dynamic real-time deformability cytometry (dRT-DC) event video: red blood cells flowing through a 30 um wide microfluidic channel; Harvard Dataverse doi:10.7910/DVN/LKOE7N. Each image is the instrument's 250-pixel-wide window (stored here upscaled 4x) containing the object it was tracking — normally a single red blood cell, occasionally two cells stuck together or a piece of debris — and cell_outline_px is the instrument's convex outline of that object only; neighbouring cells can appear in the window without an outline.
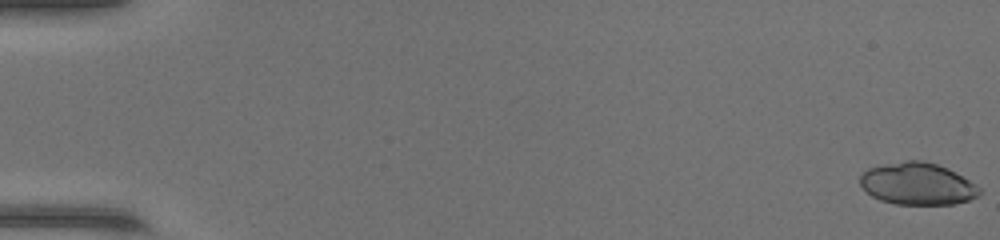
{"species": "common noctule bat (a hibernating species)", "species_latin": "Nyctalus noctula", "temperature_condition": "warm", "stored_images_in_passage": 49, "camera_frame_rate_fps": 3000, "um_per_image_px": 0.085, "animal": {"sex": "female", "body_mass_g": 17.0, "forearm_length_mm": 48.0}, "frame": {"image": 1, "passage_image": 1, "time_ms": 0.0, "image_size_px": [1000, 240], "cell_outline_px": [[980, 196], [968, 200], [952, 204], [896, 204], [880, 200], [872, 196], [860, 184], [860, 176], [868, 168], [884, 164], [904, 160], [924, 160], [948, 168], [976, 184], [980, 188]], "centroid_in_image_um": [78.0, 15.61], "position_along_channel_um": 7.0, "area_um2": 29.25}}
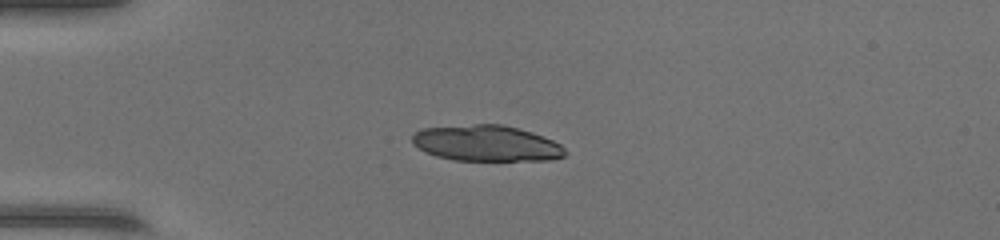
{"frame": {"image": 2, "passage_image": 14, "time_ms": 4.333, "image_size_px": [1000, 240], "cell_outline_px": [[568, 152], [564, 156], [552, 160], [452, 160], [436, 156], [412, 144], [412, 136], [416, 132], [424, 128], [476, 124], [500, 124], [532, 132], [552, 140], [560, 144]], "centroid_in_image_um": [41.37, 12.18], "position_along_channel_um": 43.6, "area_um2": 31.79}}